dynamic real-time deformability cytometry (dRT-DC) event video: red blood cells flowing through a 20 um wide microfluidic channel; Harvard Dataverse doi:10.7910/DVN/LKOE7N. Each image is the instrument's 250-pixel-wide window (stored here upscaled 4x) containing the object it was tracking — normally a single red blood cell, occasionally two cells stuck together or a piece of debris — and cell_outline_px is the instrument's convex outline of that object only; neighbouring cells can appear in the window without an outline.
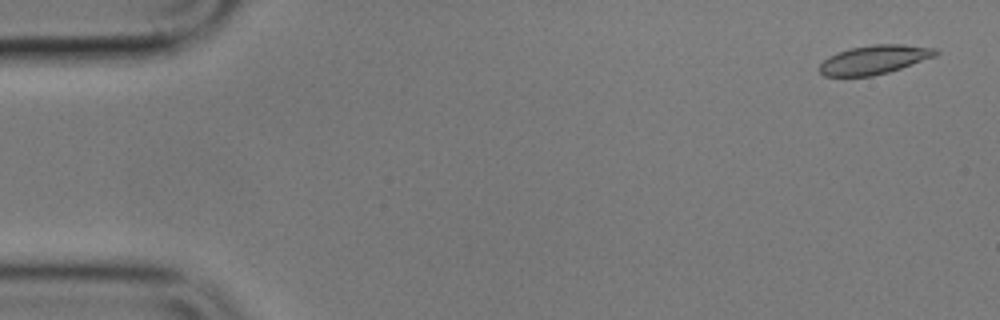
{"species": "common noctule bat (a hibernating species)", "species_latin": "Nyctalus noctula", "temperature_condition": "cold", "stored_images_in_passage": 6, "camera_frame_rate_fps": 3000, "um_per_image_px": 0.085, "animal": {"sex": "male", "body_mass_g": 17.9}, "frame": {"image": 1, "passage_image": 1, "time_ms": 0.0, "image_size_px": [1000, 320], "cell_outline_px": [[940, 52], [936, 56], [888, 72], [872, 76], [824, 76], [820, 72], [820, 64], [828, 56], [836, 52], [852, 48], [872, 44], [904, 44], [936, 48]], "centroid_in_image_um": [74.33, 5.06], "position_along_channel_um": 10.7, "area_um2": 19.54}}
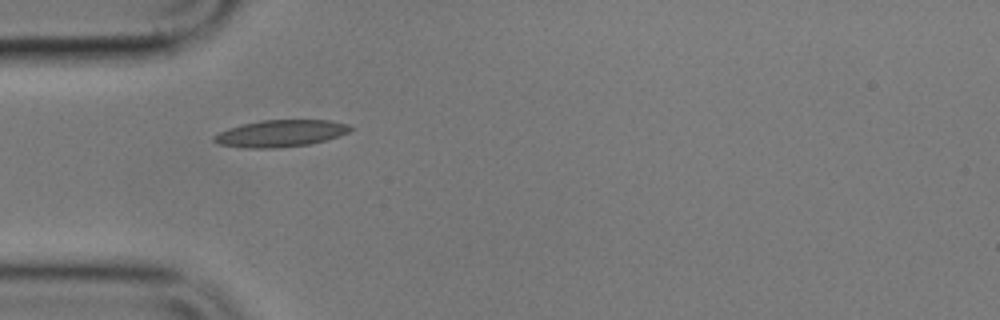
{"frame": {"image": 2, "passage_image": 5, "time_ms": 5.0, "image_size_px": [1000, 320], "cell_outline_px": [[356, 128], [340, 136], [308, 144], [276, 148], [240, 148], [216, 144], [212, 140], [212, 136], [228, 128], [240, 124], [260, 120], [328, 120], [348, 124]], "centroid_in_image_um": [23.81, 11.34], "position_along_channel_um": 61.2, "area_um2": 21.62}}
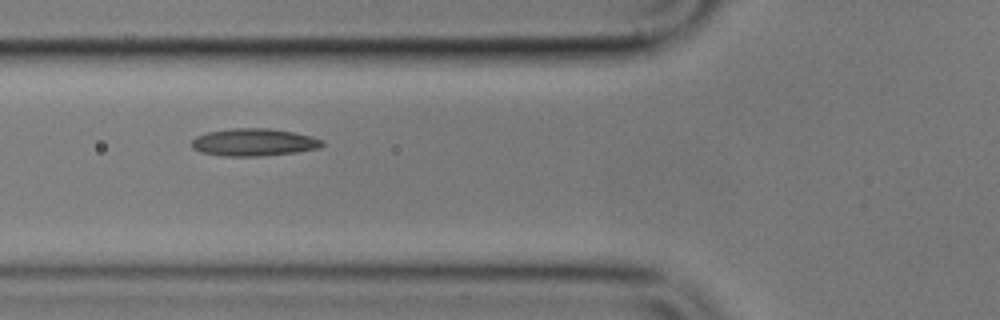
{"frame": {"image": 3, "passage_image": 6, "time_ms": 6.333, "image_size_px": [1000, 320], "cell_outline_px": [[324, 144], [320, 148], [296, 152], [260, 156], [224, 156], [200, 152], [192, 148], [192, 140], [196, 136], [208, 132], [232, 128], [268, 128], [292, 132], [312, 136], [324, 140]], "centroid_in_image_um": [21.59, 12.09], "position_along_channel_um": 104.2, "area_um2": 20.92}}